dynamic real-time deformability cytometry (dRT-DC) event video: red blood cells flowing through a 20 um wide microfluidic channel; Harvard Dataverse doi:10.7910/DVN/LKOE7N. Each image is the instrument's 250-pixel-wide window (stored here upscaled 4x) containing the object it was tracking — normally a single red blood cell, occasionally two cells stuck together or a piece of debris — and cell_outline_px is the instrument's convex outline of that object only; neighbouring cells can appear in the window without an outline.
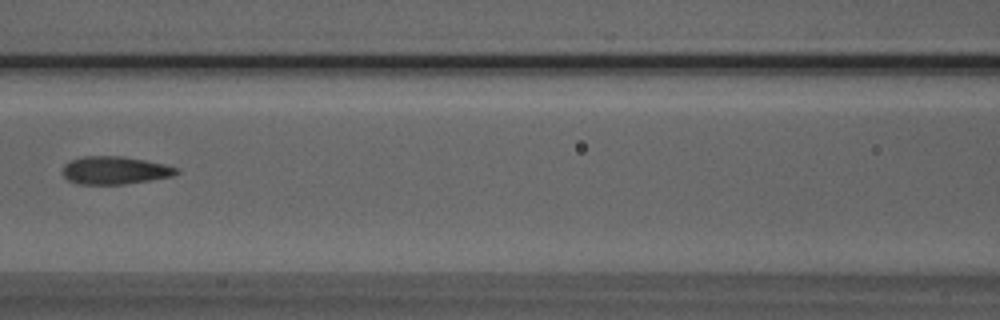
{"species": "Egyptian fruit bat (a non-hibernating species)", "species_latin": "Rousettus aegyptiacus", "temperature_condition": "room temperature", "stored_images_in_passage": 6, "camera_frame_rate_fps": 3000, "um_per_image_px": 0.085, "animal": {"sex": "male"}, "frame": {"image": 1, "passage_image": 6, "time_ms": 5.667, "image_size_px": [1000, 320], "cell_outline_px": [[180, 172], [172, 176], [124, 184], [76, 184], [68, 180], [64, 176], [64, 164], [68, 160], [84, 156], [120, 156], [144, 160], [164, 164], [180, 168]], "centroid_in_image_um": [9.75, 14.47], "position_along_channel_um": 156.8, "area_um2": 18.44}}